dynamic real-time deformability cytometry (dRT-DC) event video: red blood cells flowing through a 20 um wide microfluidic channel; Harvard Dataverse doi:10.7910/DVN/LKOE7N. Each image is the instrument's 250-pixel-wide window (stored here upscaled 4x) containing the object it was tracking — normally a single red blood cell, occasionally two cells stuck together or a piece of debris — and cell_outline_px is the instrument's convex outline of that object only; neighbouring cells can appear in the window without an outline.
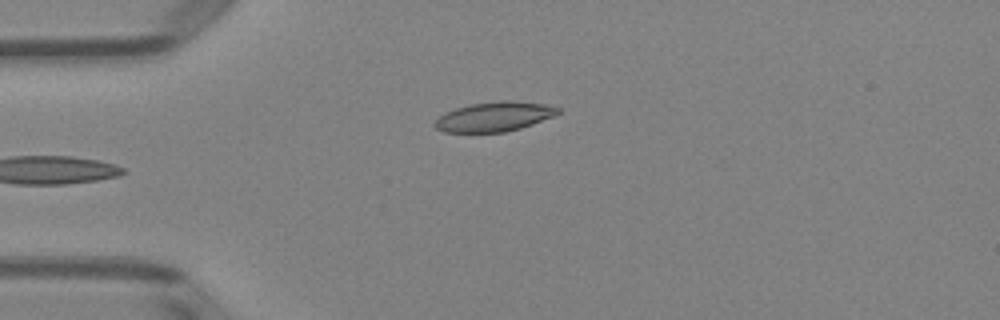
{"species": "Egyptian fruit bat (a non-hibernating species)", "species_latin": "Rousettus aegyptiacus", "temperature_condition": "room temperature", "stored_images_in_passage": 4, "camera_frame_rate_fps": 3000, "um_per_image_px": 0.085, "animal": {"sex": "female"}, "frame": {"image": 1, "passage_image": 4, "time_ms": 3.667, "image_size_px": [1000, 320], "cell_outline_px": [[560, 112], [552, 116], [532, 124], [520, 128], [504, 132], [444, 132], [436, 128], [432, 124], [444, 112], [456, 108], [472, 104], [500, 100], [508, 100], [544, 104], [560, 108]], "centroid_in_image_um": [41.98, 9.91], "position_along_channel_um": 43.0, "area_um2": 21.04}}